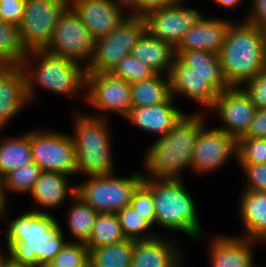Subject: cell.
Returning a JSON list of instances; mask_svg holds the SVG:
<instances>
[{
	"mask_svg": "<svg viewBox=\"0 0 266 267\" xmlns=\"http://www.w3.org/2000/svg\"><path fill=\"white\" fill-rule=\"evenodd\" d=\"M183 0H140V16H144L149 11L168 6H174Z\"/></svg>",
	"mask_w": 266,
	"mask_h": 267,
	"instance_id": "obj_44",
	"label": "cell"
},
{
	"mask_svg": "<svg viewBox=\"0 0 266 267\" xmlns=\"http://www.w3.org/2000/svg\"><path fill=\"white\" fill-rule=\"evenodd\" d=\"M41 172L42 169L33 161L8 173L5 176L7 193L30 194Z\"/></svg>",
	"mask_w": 266,
	"mask_h": 267,
	"instance_id": "obj_34",
	"label": "cell"
},
{
	"mask_svg": "<svg viewBox=\"0 0 266 267\" xmlns=\"http://www.w3.org/2000/svg\"><path fill=\"white\" fill-rule=\"evenodd\" d=\"M146 31L145 18L129 16L112 33L97 39L86 73L111 72L124 56L130 55Z\"/></svg>",
	"mask_w": 266,
	"mask_h": 267,
	"instance_id": "obj_8",
	"label": "cell"
},
{
	"mask_svg": "<svg viewBox=\"0 0 266 267\" xmlns=\"http://www.w3.org/2000/svg\"><path fill=\"white\" fill-rule=\"evenodd\" d=\"M7 197L5 177L0 175V219L2 218V216L3 218H5L4 215H6V209H8L7 206L9 199Z\"/></svg>",
	"mask_w": 266,
	"mask_h": 267,
	"instance_id": "obj_46",
	"label": "cell"
},
{
	"mask_svg": "<svg viewBox=\"0 0 266 267\" xmlns=\"http://www.w3.org/2000/svg\"><path fill=\"white\" fill-rule=\"evenodd\" d=\"M130 206L152 226L155 225L153 195L143 183L134 191Z\"/></svg>",
	"mask_w": 266,
	"mask_h": 267,
	"instance_id": "obj_38",
	"label": "cell"
},
{
	"mask_svg": "<svg viewBox=\"0 0 266 267\" xmlns=\"http://www.w3.org/2000/svg\"><path fill=\"white\" fill-rule=\"evenodd\" d=\"M124 11H128L129 16H140V0H112Z\"/></svg>",
	"mask_w": 266,
	"mask_h": 267,
	"instance_id": "obj_45",
	"label": "cell"
},
{
	"mask_svg": "<svg viewBox=\"0 0 266 267\" xmlns=\"http://www.w3.org/2000/svg\"><path fill=\"white\" fill-rule=\"evenodd\" d=\"M169 238L158 234L153 239L135 241L131 267H173L177 264L184 253L178 242Z\"/></svg>",
	"mask_w": 266,
	"mask_h": 267,
	"instance_id": "obj_22",
	"label": "cell"
},
{
	"mask_svg": "<svg viewBox=\"0 0 266 267\" xmlns=\"http://www.w3.org/2000/svg\"><path fill=\"white\" fill-rule=\"evenodd\" d=\"M25 1L0 3V20L19 26L24 16Z\"/></svg>",
	"mask_w": 266,
	"mask_h": 267,
	"instance_id": "obj_41",
	"label": "cell"
},
{
	"mask_svg": "<svg viewBox=\"0 0 266 267\" xmlns=\"http://www.w3.org/2000/svg\"><path fill=\"white\" fill-rule=\"evenodd\" d=\"M52 263L57 267H87L89 248L83 243L67 242Z\"/></svg>",
	"mask_w": 266,
	"mask_h": 267,
	"instance_id": "obj_37",
	"label": "cell"
},
{
	"mask_svg": "<svg viewBox=\"0 0 266 267\" xmlns=\"http://www.w3.org/2000/svg\"><path fill=\"white\" fill-rule=\"evenodd\" d=\"M251 8L244 20L256 25L261 30L266 29V0H250Z\"/></svg>",
	"mask_w": 266,
	"mask_h": 267,
	"instance_id": "obj_42",
	"label": "cell"
},
{
	"mask_svg": "<svg viewBox=\"0 0 266 267\" xmlns=\"http://www.w3.org/2000/svg\"><path fill=\"white\" fill-rule=\"evenodd\" d=\"M30 105L26 75L22 65H4L0 69V130Z\"/></svg>",
	"mask_w": 266,
	"mask_h": 267,
	"instance_id": "obj_18",
	"label": "cell"
},
{
	"mask_svg": "<svg viewBox=\"0 0 266 267\" xmlns=\"http://www.w3.org/2000/svg\"><path fill=\"white\" fill-rule=\"evenodd\" d=\"M233 21L203 16L182 37L175 51L205 50L219 54Z\"/></svg>",
	"mask_w": 266,
	"mask_h": 267,
	"instance_id": "obj_20",
	"label": "cell"
},
{
	"mask_svg": "<svg viewBox=\"0 0 266 267\" xmlns=\"http://www.w3.org/2000/svg\"><path fill=\"white\" fill-rule=\"evenodd\" d=\"M22 67L31 104L36 101L38 87L69 98L81 96L85 100L86 68L76 61L45 50H32L27 53Z\"/></svg>",
	"mask_w": 266,
	"mask_h": 267,
	"instance_id": "obj_3",
	"label": "cell"
},
{
	"mask_svg": "<svg viewBox=\"0 0 266 267\" xmlns=\"http://www.w3.org/2000/svg\"><path fill=\"white\" fill-rule=\"evenodd\" d=\"M205 124L200 127L192 152L191 170L198 175L218 171L237 156V140L216 126L207 129Z\"/></svg>",
	"mask_w": 266,
	"mask_h": 267,
	"instance_id": "obj_13",
	"label": "cell"
},
{
	"mask_svg": "<svg viewBox=\"0 0 266 267\" xmlns=\"http://www.w3.org/2000/svg\"><path fill=\"white\" fill-rule=\"evenodd\" d=\"M170 93L176 100V96L191 99L210 110L220 92L209 82L207 78L196 73L192 67L184 64L177 56L168 74Z\"/></svg>",
	"mask_w": 266,
	"mask_h": 267,
	"instance_id": "obj_16",
	"label": "cell"
},
{
	"mask_svg": "<svg viewBox=\"0 0 266 267\" xmlns=\"http://www.w3.org/2000/svg\"><path fill=\"white\" fill-rule=\"evenodd\" d=\"M74 135L77 172L89 176L115 173L112 155L111 130L107 116L89 114L84 111L75 113Z\"/></svg>",
	"mask_w": 266,
	"mask_h": 267,
	"instance_id": "obj_6",
	"label": "cell"
},
{
	"mask_svg": "<svg viewBox=\"0 0 266 267\" xmlns=\"http://www.w3.org/2000/svg\"><path fill=\"white\" fill-rule=\"evenodd\" d=\"M183 179L144 177L142 183L152 192L155 226L179 231L193 240H202L203 229L198 220V209Z\"/></svg>",
	"mask_w": 266,
	"mask_h": 267,
	"instance_id": "obj_5",
	"label": "cell"
},
{
	"mask_svg": "<svg viewBox=\"0 0 266 267\" xmlns=\"http://www.w3.org/2000/svg\"><path fill=\"white\" fill-rule=\"evenodd\" d=\"M111 73L128 83L147 80L156 75L155 71L132 54L124 56L121 61L113 68Z\"/></svg>",
	"mask_w": 266,
	"mask_h": 267,
	"instance_id": "obj_35",
	"label": "cell"
},
{
	"mask_svg": "<svg viewBox=\"0 0 266 267\" xmlns=\"http://www.w3.org/2000/svg\"><path fill=\"white\" fill-rule=\"evenodd\" d=\"M170 96L169 77L165 74H156L150 79L131 83L132 108L157 105Z\"/></svg>",
	"mask_w": 266,
	"mask_h": 267,
	"instance_id": "obj_28",
	"label": "cell"
},
{
	"mask_svg": "<svg viewBox=\"0 0 266 267\" xmlns=\"http://www.w3.org/2000/svg\"><path fill=\"white\" fill-rule=\"evenodd\" d=\"M71 200L73 201L70 204L71 207L69 206L68 219H66L71 234L68 242L86 244L89 241L98 212L78 195H75ZM72 237L74 240H71Z\"/></svg>",
	"mask_w": 266,
	"mask_h": 267,
	"instance_id": "obj_29",
	"label": "cell"
},
{
	"mask_svg": "<svg viewBox=\"0 0 266 267\" xmlns=\"http://www.w3.org/2000/svg\"><path fill=\"white\" fill-rule=\"evenodd\" d=\"M3 130H0L2 134ZM33 162L30 130L20 136H0V175L8 173Z\"/></svg>",
	"mask_w": 266,
	"mask_h": 267,
	"instance_id": "obj_27",
	"label": "cell"
},
{
	"mask_svg": "<svg viewBox=\"0 0 266 267\" xmlns=\"http://www.w3.org/2000/svg\"><path fill=\"white\" fill-rule=\"evenodd\" d=\"M144 175L133 171L129 177L95 175L76 184V195L98 213H117L130 205L132 196Z\"/></svg>",
	"mask_w": 266,
	"mask_h": 267,
	"instance_id": "obj_7",
	"label": "cell"
},
{
	"mask_svg": "<svg viewBox=\"0 0 266 267\" xmlns=\"http://www.w3.org/2000/svg\"><path fill=\"white\" fill-rule=\"evenodd\" d=\"M69 176L60 172L42 171L30 196L41 209H30L38 213H49L65 204V200L76 195V185H70ZM68 198V199H67ZM42 208L44 210H42ZM46 210V211H45Z\"/></svg>",
	"mask_w": 266,
	"mask_h": 267,
	"instance_id": "obj_23",
	"label": "cell"
},
{
	"mask_svg": "<svg viewBox=\"0 0 266 267\" xmlns=\"http://www.w3.org/2000/svg\"><path fill=\"white\" fill-rule=\"evenodd\" d=\"M125 239L116 213H98L86 245L88 248H98Z\"/></svg>",
	"mask_w": 266,
	"mask_h": 267,
	"instance_id": "obj_31",
	"label": "cell"
},
{
	"mask_svg": "<svg viewBox=\"0 0 266 267\" xmlns=\"http://www.w3.org/2000/svg\"><path fill=\"white\" fill-rule=\"evenodd\" d=\"M85 101L103 114L126 118L132 109L131 84L111 72L86 73Z\"/></svg>",
	"mask_w": 266,
	"mask_h": 267,
	"instance_id": "obj_12",
	"label": "cell"
},
{
	"mask_svg": "<svg viewBox=\"0 0 266 267\" xmlns=\"http://www.w3.org/2000/svg\"><path fill=\"white\" fill-rule=\"evenodd\" d=\"M241 87L257 109L266 108V69L247 80Z\"/></svg>",
	"mask_w": 266,
	"mask_h": 267,
	"instance_id": "obj_39",
	"label": "cell"
},
{
	"mask_svg": "<svg viewBox=\"0 0 266 267\" xmlns=\"http://www.w3.org/2000/svg\"><path fill=\"white\" fill-rule=\"evenodd\" d=\"M43 267H57V266H55V265L51 262V263L45 264Z\"/></svg>",
	"mask_w": 266,
	"mask_h": 267,
	"instance_id": "obj_52",
	"label": "cell"
},
{
	"mask_svg": "<svg viewBox=\"0 0 266 267\" xmlns=\"http://www.w3.org/2000/svg\"><path fill=\"white\" fill-rule=\"evenodd\" d=\"M126 239L141 241L157 237L152 233V225L140 216L130 205L116 213Z\"/></svg>",
	"mask_w": 266,
	"mask_h": 267,
	"instance_id": "obj_33",
	"label": "cell"
},
{
	"mask_svg": "<svg viewBox=\"0 0 266 267\" xmlns=\"http://www.w3.org/2000/svg\"><path fill=\"white\" fill-rule=\"evenodd\" d=\"M69 0H26L19 36L27 52L44 50L53 37L60 15Z\"/></svg>",
	"mask_w": 266,
	"mask_h": 267,
	"instance_id": "obj_11",
	"label": "cell"
},
{
	"mask_svg": "<svg viewBox=\"0 0 266 267\" xmlns=\"http://www.w3.org/2000/svg\"><path fill=\"white\" fill-rule=\"evenodd\" d=\"M238 213L244 226L241 237L264 243L266 241V192H241Z\"/></svg>",
	"mask_w": 266,
	"mask_h": 267,
	"instance_id": "obj_24",
	"label": "cell"
},
{
	"mask_svg": "<svg viewBox=\"0 0 266 267\" xmlns=\"http://www.w3.org/2000/svg\"><path fill=\"white\" fill-rule=\"evenodd\" d=\"M175 52L184 64L206 77L220 93L231 87L225 79L219 54L199 49Z\"/></svg>",
	"mask_w": 266,
	"mask_h": 267,
	"instance_id": "obj_26",
	"label": "cell"
},
{
	"mask_svg": "<svg viewBox=\"0 0 266 267\" xmlns=\"http://www.w3.org/2000/svg\"><path fill=\"white\" fill-rule=\"evenodd\" d=\"M7 267H36V266H27V265H18L14 262H10Z\"/></svg>",
	"mask_w": 266,
	"mask_h": 267,
	"instance_id": "obj_49",
	"label": "cell"
},
{
	"mask_svg": "<svg viewBox=\"0 0 266 267\" xmlns=\"http://www.w3.org/2000/svg\"><path fill=\"white\" fill-rule=\"evenodd\" d=\"M175 101L170 96L165 102L157 105L132 108L125 119L147 133L162 137L170 132L185 114L175 106Z\"/></svg>",
	"mask_w": 266,
	"mask_h": 267,
	"instance_id": "obj_21",
	"label": "cell"
},
{
	"mask_svg": "<svg viewBox=\"0 0 266 267\" xmlns=\"http://www.w3.org/2000/svg\"><path fill=\"white\" fill-rule=\"evenodd\" d=\"M27 53L22 45L18 26L0 20V63L22 65Z\"/></svg>",
	"mask_w": 266,
	"mask_h": 267,
	"instance_id": "obj_32",
	"label": "cell"
},
{
	"mask_svg": "<svg viewBox=\"0 0 266 267\" xmlns=\"http://www.w3.org/2000/svg\"><path fill=\"white\" fill-rule=\"evenodd\" d=\"M242 137L266 139V108L256 110L253 121Z\"/></svg>",
	"mask_w": 266,
	"mask_h": 267,
	"instance_id": "obj_43",
	"label": "cell"
},
{
	"mask_svg": "<svg viewBox=\"0 0 266 267\" xmlns=\"http://www.w3.org/2000/svg\"><path fill=\"white\" fill-rule=\"evenodd\" d=\"M17 1H26V0H0V3H4V2H17Z\"/></svg>",
	"mask_w": 266,
	"mask_h": 267,
	"instance_id": "obj_51",
	"label": "cell"
},
{
	"mask_svg": "<svg viewBox=\"0 0 266 267\" xmlns=\"http://www.w3.org/2000/svg\"><path fill=\"white\" fill-rule=\"evenodd\" d=\"M131 54L156 74L165 73L167 76L176 58L172 44L152 36L147 30L141 35Z\"/></svg>",
	"mask_w": 266,
	"mask_h": 267,
	"instance_id": "obj_25",
	"label": "cell"
},
{
	"mask_svg": "<svg viewBox=\"0 0 266 267\" xmlns=\"http://www.w3.org/2000/svg\"><path fill=\"white\" fill-rule=\"evenodd\" d=\"M256 110L250 97L240 86L222 91L210 109L217 114L223 124L218 128L236 140L247 132Z\"/></svg>",
	"mask_w": 266,
	"mask_h": 267,
	"instance_id": "obj_15",
	"label": "cell"
},
{
	"mask_svg": "<svg viewBox=\"0 0 266 267\" xmlns=\"http://www.w3.org/2000/svg\"><path fill=\"white\" fill-rule=\"evenodd\" d=\"M135 241L125 239L118 243L89 248V264L93 267H131Z\"/></svg>",
	"mask_w": 266,
	"mask_h": 267,
	"instance_id": "obj_30",
	"label": "cell"
},
{
	"mask_svg": "<svg viewBox=\"0 0 266 267\" xmlns=\"http://www.w3.org/2000/svg\"><path fill=\"white\" fill-rule=\"evenodd\" d=\"M260 242L231 235H216L209 243L211 267H261L255 265L253 248Z\"/></svg>",
	"mask_w": 266,
	"mask_h": 267,
	"instance_id": "obj_19",
	"label": "cell"
},
{
	"mask_svg": "<svg viewBox=\"0 0 266 267\" xmlns=\"http://www.w3.org/2000/svg\"><path fill=\"white\" fill-rule=\"evenodd\" d=\"M236 154L238 164L266 163V139L240 137L237 139Z\"/></svg>",
	"mask_w": 266,
	"mask_h": 267,
	"instance_id": "obj_36",
	"label": "cell"
},
{
	"mask_svg": "<svg viewBox=\"0 0 266 267\" xmlns=\"http://www.w3.org/2000/svg\"><path fill=\"white\" fill-rule=\"evenodd\" d=\"M264 31V36H265V52H266V29Z\"/></svg>",
	"mask_w": 266,
	"mask_h": 267,
	"instance_id": "obj_53",
	"label": "cell"
},
{
	"mask_svg": "<svg viewBox=\"0 0 266 267\" xmlns=\"http://www.w3.org/2000/svg\"><path fill=\"white\" fill-rule=\"evenodd\" d=\"M219 57L228 84L241 87L266 69L264 31L247 20L233 21Z\"/></svg>",
	"mask_w": 266,
	"mask_h": 267,
	"instance_id": "obj_4",
	"label": "cell"
},
{
	"mask_svg": "<svg viewBox=\"0 0 266 267\" xmlns=\"http://www.w3.org/2000/svg\"><path fill=\"white\" fill-rule=\"evenodd\" d=\"M183 3L184 1L149 11L143 16L146 30L152 36L176 47L187 31L204 16L197 9Z\"/></svg>",
	"mask_w": 266,
	"mask_h": 267,
	"instance_id": "obj_14",
	"label": "cell"
},
{
	"mask_svg": "<svg viewBox=\"0 0 266 267\" xmlns=\"http://www.w3.org/2000/svg\"><path fill=\"white\" fill-rule=\"evenodd\" d=\"M69 5L95 40L112 33L129 17L112 0H69Z\"/></svg>",
	"mask_w": 266,
	"mask_h": 267,
	"instance_id": "obj_17",
	"label": "cell"
},
{
	"mask_svg": "<svg viewBox=\"0 0 266 267\" xmlns=\"http://www.w3.org/2000/svg\"><path fill=\"white\" fill-rule=\"evenodd\" d=\"M1 250L2 249L0 248V267H7V265L10 263L8 249L6 250L7 253H4Z\"/></svg>",
	"mask_w": 266,
	"mask_h": 267,
	"instance_id": "obj_48",
	"label": "cell"
},
{
	"mask_svg": "<svg viewBox=\"0 0 266 267\" xmlns=\"http://www.w3.org/2000/svg\"><path fill=\"white\" fill-rule=\"evenodd\" d=\"M96 40L69 5L60 15L53 37L45 51L71 59L85 68L90 64Z\"/></svg>",
	"mask_w": 266,
	"mask_h": 267,
	"instance_id": "obj_10",
	"label": "cell"
},
{
	"mask_svg": "<svg viewBox=\"0 0 266 267\" xmlns=\"http://www.w3.org/2000/svg\"><path fill=\"white\" fill-rule=\"evenodd\" d=\"M239 165L246 179L243 190L266 192V163Z\"/></svg>",
	"mask_w": 266,
	"mask_h": 267,
	"instance_id": "obj_40",
	"label": "cell"
},
{
	"mask_svg": "<svg viewBox=\"0 0 266 267\" xmlns=\"http://www.w3.org/2000/svg\"><path fill=\"white\" fill-rule=\"evenodd\" d=\"M183 259H184V257L177 264H175L173 267H184L183 266V264H184V260Z\"/></svg>",
	"mask_w": 266,
	"mask_h": 267,
	"instance_id": "obj_50",
	"label": "cell"
},
{
	"mask_svg": "<svg viewBox=\"0 0 266 267\" xmlns=\"http://www.w3.org/2000/svg\"><path fill=\"white\" fill-rule=\"evenodd\" d=\"M30 145L32 160L42 171L78 175L76 149L71 134L30 129Z\"/></svg>",
	"mask_w": 266,
	"mask_h": 267,
	"instance_id": "obj_9",
	"label": "cell"
},
{
	"mask_svg": "<svg viewBox=\"0 0 266 267\" xmlns=\"http://www.w3.org/2000/svg\"><path fill=\"white\" fill-rule=\"evenodd\" d=\"M204 115L202 110L185 113L170 132L149 145L143 158L145 177L181 179L187 167L191 170L195 142L206 123Z\"/></svg>",
	"mask_w": 266,
	"mask_h": 267,
	"instance_id": "obj_2",
	"label": "cell"
},
{
	"mask_svg": "<svg viewBox=\"0 0 266 267\" xmlns=\"http://www.w3.org/2000/svg\"><path fill=\"white\" fill-rule=\"evenodd\" d=\"M3 233L10 262L43 267L65 246L63 227L50 213L27 210L7 223Z\"/></svg>",
	"mask_w": 266,
	"mask_h": 267,
	"instance_id": "obj_1",
	"label": "cell"
},
{
	"mask_svg": "<svg viewBox=\"0 0 266 267\" xmlns=\"http://www.w3.org/2000/svg\"><path fill=\"white\" fill-rule=\"evenodd\" d=\"M217 5L225 8L226 10L232 9L240 6L245 0H214ZM248 1V0H247Z\"/></svg>",
	"mask_w": 266,
	"mask_h": 267,
	"instance_id": "obj_47",
	"label": "cell"
}]
</instances>
